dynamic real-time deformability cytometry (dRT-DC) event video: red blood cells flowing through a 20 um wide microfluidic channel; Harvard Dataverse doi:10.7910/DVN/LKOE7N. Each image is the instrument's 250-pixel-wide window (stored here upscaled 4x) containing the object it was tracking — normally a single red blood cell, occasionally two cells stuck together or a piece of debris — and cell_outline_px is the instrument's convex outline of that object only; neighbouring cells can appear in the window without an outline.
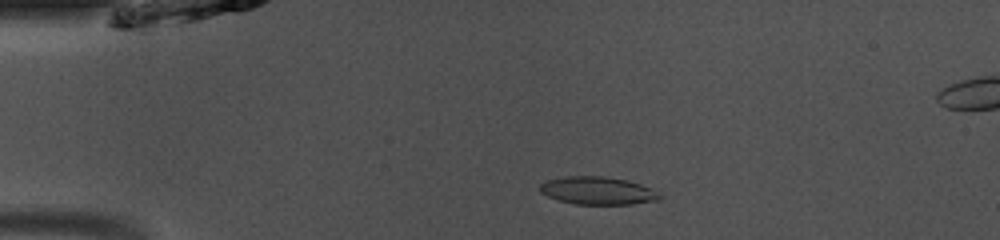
{"species": "common noctule bat (a hibernating species)", "species_latin": "Nyctalus noctula", "temperature_condition": "room temperature", "stored_images_in_passage": 48, "camera_frame_rate_fps": 3000, "um_per_image_px": 0.085, "animal": {"sex": "male", "body_mass_g": 13.0, "forearm_length_mm": 53.1}, "frame": {"image": 1, "passage_image": 10, "time_ms": 3.0, "image_size_px": [1000, 240], "cell_outline_px": [[664, 196], [660, 200], [632, 204], [576, 204], [560, 200], [548, 196], [540, 192], [540, 184], [548, 180], [564, 176], [604, 176], [628, 180], [652, 188], [660, 192]], "centroid_in_image_um": [50.87, 16.2], "position_along_channel_um": 34.1, "area_um2": 19.54}}
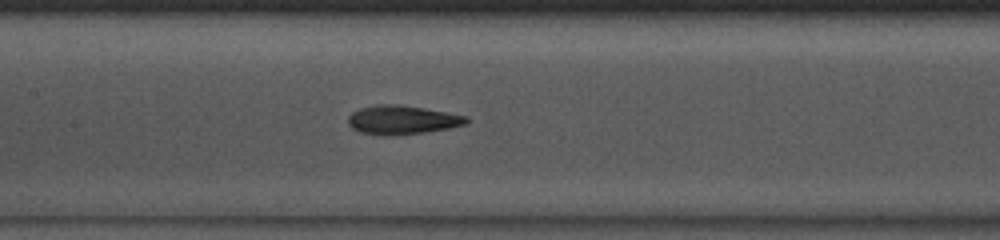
{"frame": {"image": 2, "passage_image": 23, "time_ms": 7.333, "image_size_px": [1000, 240], "cell_outline_px": [[468, 120], [464, 124], [448, 128], [424, 132], [396, 136], [384, 136], [360, 132], [352, 128], [348, 124], [348, 116], [352, 112], [360, 108], [376, 104], [396, 104], [424, 108], [468, 116]], "centroid_in_image_um": [34.14, 10.19], "position_along_channel_um": 173.3, "area_um2": 19.94}}
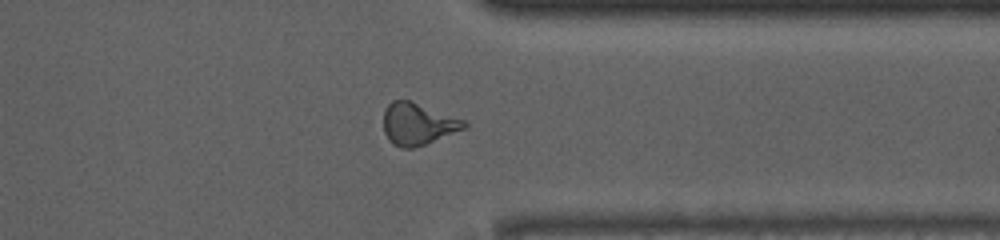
{"frame": {"image": 3, "passage_image": 38, "time_ms": 12.333, "image_size_px": [1000, 240], "cell_outline_px": [[468, 124], [464, 128], [424, 144], [412, 148], [400, 148], [392, 144], [388, 140], [384, 132], [384, 108], [392, 100], [408, 100], [464, 120]], "centroid_in_image_um": [35.45, 10.54], "position_along_channel_um": 376.0, "area_um2": 19.31}, "authors_computed_cell_mechanics": {"area_um2": 19.5075, "velocity_mm_per_s": 4.0898, "shape_relaxation_time_tau1_ms": 3.3841, "shape_relaxation_time_tau2_ms": 1.6182, "deformation_change_tau1": 0.1563, "deformation_change_tau2": 0.0998}}